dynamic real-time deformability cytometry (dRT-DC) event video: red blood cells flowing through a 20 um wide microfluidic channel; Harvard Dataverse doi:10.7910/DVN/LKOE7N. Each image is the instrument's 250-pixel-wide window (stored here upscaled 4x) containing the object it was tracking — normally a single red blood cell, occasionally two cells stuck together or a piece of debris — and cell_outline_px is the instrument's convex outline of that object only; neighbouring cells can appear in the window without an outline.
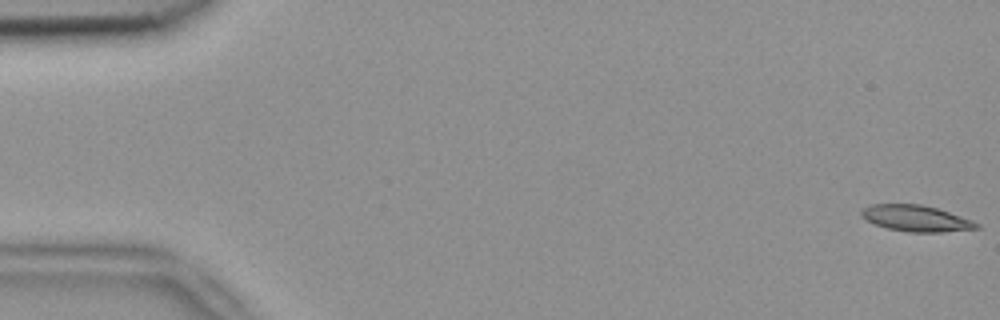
{"species": "common noctule bat (a hibernating species)", "species_latin": "Nyctalus noctula", "temperature_condition": "room temperature", "stored_images_in_passage": 5, "camera_frame_rate_fps": 3000, "um_per_image_px": 0.085, "animal": {"sex": "female", "body_mass_g": 18.4}, "frame": {"image": 1, "passage_image": 1, "time_ms": 0.0, "image_size_px": [1000, 320], "cell_outline_px": [[980, 228], [940, 232], [912, 232], [888, 228], [876, 224], [860, 216], [860, 212], [868, 204], [920, 204], [936, 208], [972, 220], [980, 224]], "centroid_in_image_um": [77.85, 18.55], "position_along_channel_um": 7.1, "area_um2": 17.34}}
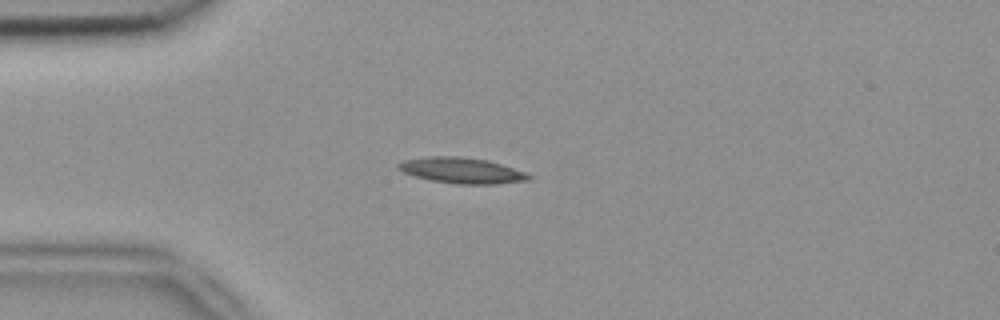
{"frame": {"image": 2, "passage_image": 5, "time_ms": 1.333, "image_size_px": [1000, 320], "cell_outline_px": [[532, 180], [496, 184], [456, 184], [432, 180], [416, 176], [404, 172], [396, 168], [396, 164], [404, 160], [428, 156], [460, 156], [488, 160], [524, 172], [532, 176]], "centroid_in_image_um": [39.25, 14.49], "position_along_channel_um": 45.8, "area_um2": 19.54}}